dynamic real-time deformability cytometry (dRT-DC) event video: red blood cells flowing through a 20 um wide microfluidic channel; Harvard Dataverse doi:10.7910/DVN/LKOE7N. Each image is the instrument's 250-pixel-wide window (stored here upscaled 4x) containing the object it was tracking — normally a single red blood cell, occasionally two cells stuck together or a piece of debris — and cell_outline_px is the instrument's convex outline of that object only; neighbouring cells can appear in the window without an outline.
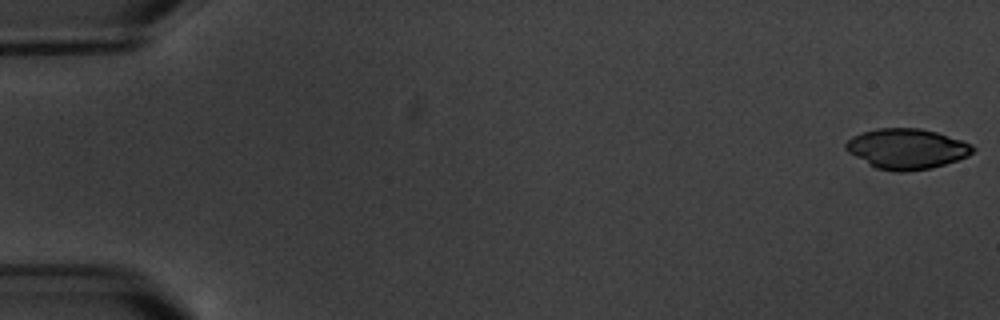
{"species": "common noctule bat (a hibernating species)", "species_latin": "Nyctalus noctula", "temperature_condition": "warm", "stored_images_in_passage": 6, "camera_frame_rate_fps": 3000, "um_per_image_px": 0.085, "animal": {"sex": "male", "body_mass_g": 20.1, "forearm_length_mm": 53.5}, "frame": {"image": 1, "passage_image": 1, "time_ms": 0.0, "image_size_px": [1000, 320], "cell_outline_px": [[976, 148], [968, 156], [932, 168], [904, 172], [896, 172], [876, 168], [868, 164], [848, 152], [844, 148], [844, 144], [852, 136], [860, 132], [876, 128], [920, 128], [936, 132], [972, 144]], "centroid_in_image_um": [77.04, 12.64], "position_along_channel_um": 8.0, "area_um2": 29.88}}
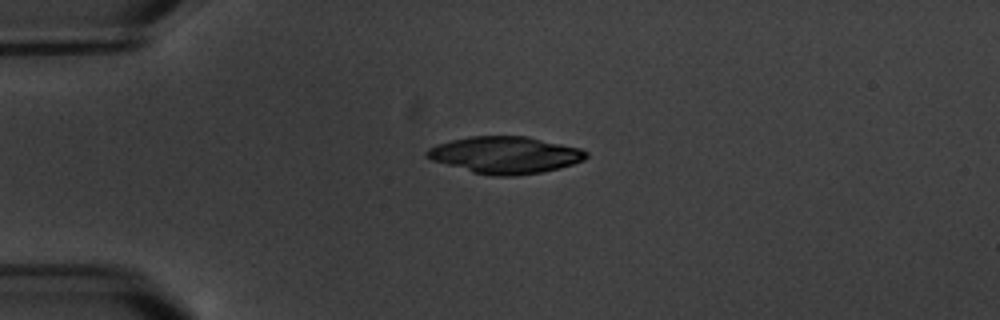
{"frame": {"image": 2, "passage_image": 5, "time_ms": 4.667, "image_size_px": [1000, 320], "cell_outline_px": [[588, 156], [584, 160], [560, 168], [540, 172], [512, 176], [492, 176], [472, 172], [432, 160], [424, 156], [424, 152], [428, 148], [436, 144], [452, 140], [472, 136], [524, 136], [580, 148], [588, 152]], "centroid_in_image_um": [42.91, 13.17], "position_along_channel_um": 42.1, "area_um2": 34.1}}